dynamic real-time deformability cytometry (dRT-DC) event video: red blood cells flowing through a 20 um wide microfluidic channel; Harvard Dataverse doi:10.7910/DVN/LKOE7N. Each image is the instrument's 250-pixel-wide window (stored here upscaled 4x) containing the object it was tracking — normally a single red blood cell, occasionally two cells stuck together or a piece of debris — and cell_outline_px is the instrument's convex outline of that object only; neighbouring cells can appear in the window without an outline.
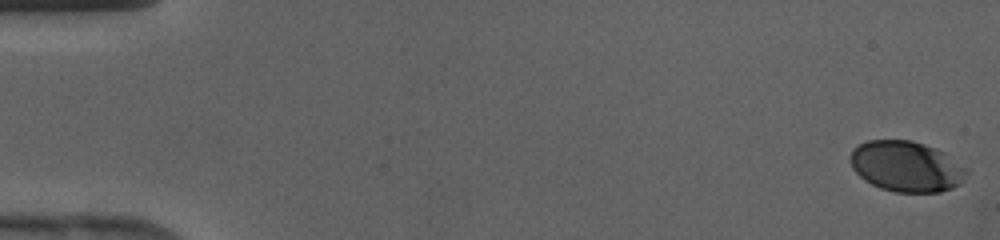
{"species": "human", "species_latin": "Homo sapiens", "temperature_condition": "cold", "stored_images_in_passage": 43, "camera_frame_rate_fps": 3000, "um_per_image_px": 0.085, "donor": {"sex": "female"}, "frame": {"image": 1, "passage_image": 1, "time_ms": 0.0, "image_size_px": [1000, 240], "cell_outline_px": [[968, 172], [952, 188], [940, 192], [896, 192], [880, 188], [864, 180], [852, 168], [848, 156], [852, 148], [868, 140], [912, 140], [936, 148], [944, 152], [968, 168]], "centroid_in_image_um": [77.0, 14.13], "position_along_channel_um": 8.0, "area_um2": 34.39}}
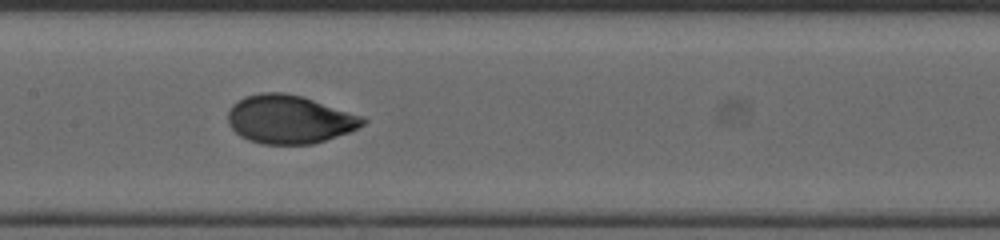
{"frame": {"image": 2, "passage_image": 22, "time_ms": 7.0, "image_size_px": [1000, 240], "cell_outline_px": [[368, 120], [364, 124], [348, 132], [312, 144], [264, 144], [248, 140], [240, 136], [228, 124], [228, 112], [232, 104], [236, 100], [244, 96], [260, 92], [284, 92], [300, 96], [364, 116]], "centroid_in_image_um": [24.57, 10.13], "position_along_channel_um": 182.8, "area_um2": 37.97}}
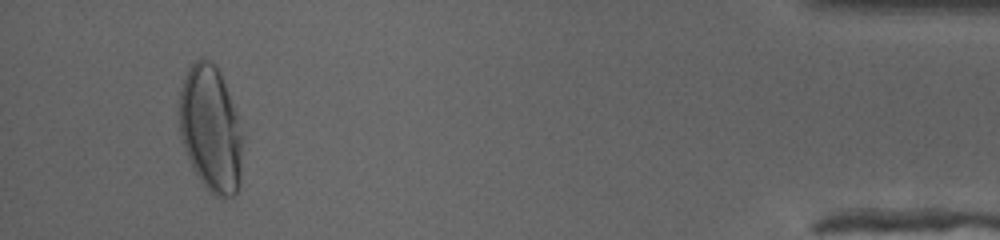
{"frame": {"image": 3, "passage_image": 41, "time_ms": 13.333, "image_size_px": [1000, 240], "cell_outline_px": [[240, 184], [236, 192], [232, 196], [216, 196], [200, 180], [184, 148], [180, 136], [180, 92], [184, 76], [188, 68], [196, 60], [208, 60], [216, 64], [232, 104], [236, 116], [240, 132]], "centroid_in_image_um": [17.87, 10.94], "position_along_channel_um": 417.3, "area_um2": 45.03}}